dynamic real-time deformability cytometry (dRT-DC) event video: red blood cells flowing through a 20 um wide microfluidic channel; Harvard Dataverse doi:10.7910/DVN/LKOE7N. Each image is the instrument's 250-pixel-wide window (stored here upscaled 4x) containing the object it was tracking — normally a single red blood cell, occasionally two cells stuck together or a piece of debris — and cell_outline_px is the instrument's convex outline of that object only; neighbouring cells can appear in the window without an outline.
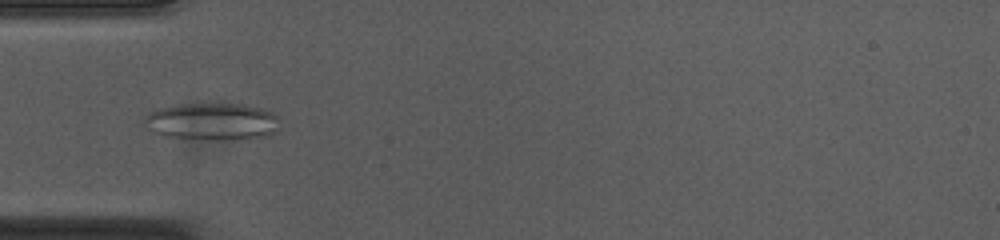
{"species": "common noctule bat (a hibernating species)", "species_latin": "Nyctalus noctula", "temperature_condition": "cold", "stored_images_in_passage": 50, "camera_frame_rate_fps": 3000, "um_per_image_px": 0.085, "animal": {"sex": "female", "body_mass_g": 23.0, "forearm_length_mm": 53.4}, "frame": {"image": 1, "passage_image": 13, "time_ms": 4.0, "image_size_px": [1000, 240], "cell_outline_px": [[276, 116], [272, 132], [268, 136], [248, 140], [212, 140], [160, 136], [152, 132], [144, 124], [144, 120], [148, 112], [160, 108], [184, 104], [244, 104], [264, 108], [272, 112]], "centroid_in_image_um": [17.98, 10.35], "position_along_channel_um": 67.0, "area_um2": 29.48}}
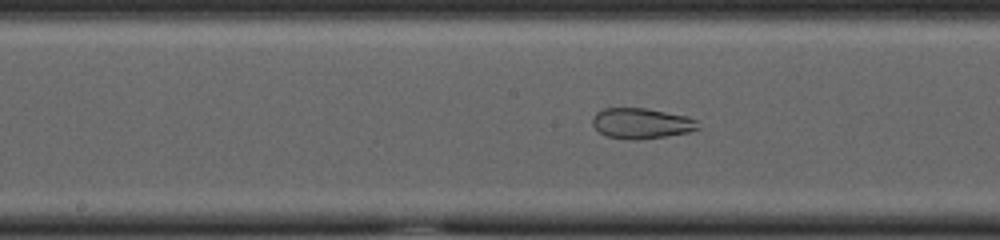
{"frame": {"image": 2, "passage_image": 23, "time_ms": 7.333, "image_size_px": [1000, 240], "cell_outline_px": [[700, 128], [688, 132], [664, 136], [636, 140], [628, 140], [608, 136], [600, 132], [592, 124], [592, 120], [596, 112], [604, 108], [644, 108], [688, 116], [696, 120]], "centroid_in_image_um": [54.51, 10.48], "position_along_channel_um": 193.7, "area_um2": 18.67}}
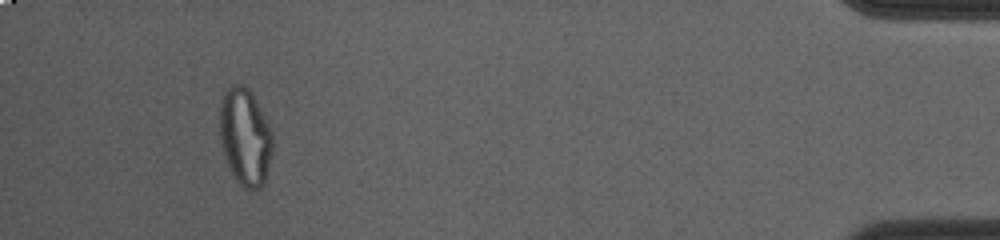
{"frame": {"image": 3, "passage_image": 46, "time_ms": 15.0, "image_size_px": [1000, 240], "cell_outline_px": [[272, 152], [264, 184], [260, 188], [244, 188], [236, 180], [228, 168], [220, 140], [220, 104], [224, 92], [232, 84], [244, 84], [252, 92], [272, 132]], "centroid_in_image_um": [20.82, 11.62], "position_along_channel_um": 414.4, "area_um2": 29.94}, "authors_computed_cell_mechanics": {"area_um2": 27.5706, "velocity_mm_per_s": 3.7751, "shape_relaxation_time_tau1_ms": null, "shape_relaxation_time_tau2_ms": 1.3815, "deformation_change_tau1": null, "deformation_change_tau2": 0.0626}}